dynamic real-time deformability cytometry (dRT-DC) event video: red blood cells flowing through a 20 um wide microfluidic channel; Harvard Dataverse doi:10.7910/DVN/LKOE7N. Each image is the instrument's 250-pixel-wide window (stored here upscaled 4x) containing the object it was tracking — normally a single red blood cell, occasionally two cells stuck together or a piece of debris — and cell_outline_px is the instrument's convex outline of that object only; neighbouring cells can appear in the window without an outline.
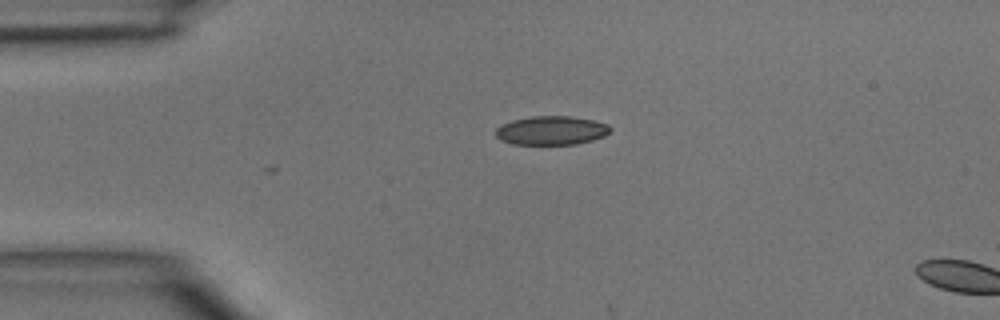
{"species": "common noctule bat (a hibernating species)", "species_latin": "Nyctalus noctula", "temperature_condition": "room temperature", "stored_images_in_passage": 3, "camera_frame_rate_fps": 3000, "um_per_image_px": 0.085, "animal": {"sex": "male", "body_mass_g": 15.6}, "frame": {"image": 1, "passage_image": 3, "time_ms": 2.333, "image_size_px": [1000, 320], "cell_outline_px": [[612, 132], [604, 136], [592, 140], [576, 144], [512, 144], [500, 140], [496, 136], [496, 128], [500, 124], [512, 120], [532, 116], [572, 116], [592, 120], [608, 124], [612, 128]], "centroid_in_image_um": [46.87, 11.08], "position_along_channel_um": 38.1, "area_um2": 19.42}}